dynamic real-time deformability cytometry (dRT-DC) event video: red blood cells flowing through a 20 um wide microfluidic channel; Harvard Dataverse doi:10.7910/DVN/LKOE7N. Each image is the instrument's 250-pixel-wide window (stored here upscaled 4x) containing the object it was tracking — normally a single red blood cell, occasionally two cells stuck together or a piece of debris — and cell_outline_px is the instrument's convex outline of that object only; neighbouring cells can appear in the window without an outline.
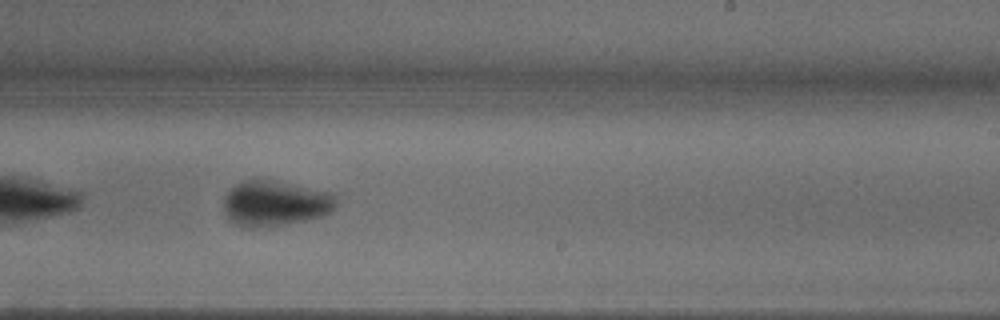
{"species": "common noctule bat (a hibernating species)", "species_latin": "Nyctalus noctula", "temperature_condition": "warm", "stored_images_in_passage": 36, "camera_frame_rate_fps": 3000, "um_per_image_px": 0.085, "animal": {"sex": "male", "body_mass_g": 18.8}, "frame": {"image": 1, "passage_image": 20, "time_ms": 6.333, "image_size_px": [1000, 320], "cell_outline_px": [[336, 204], [332, 212], [320, 216], [304, 220], [284, 224], [256, 228], [244, 228], [236, 224], [224, 212], [224, 196], [236, 184], [244, 180], [260, 176], [332, 192], [336, 196]], "centroid_in_image_um": [23.38, 17.24], "position_along_channel_um": 265.6, "area_um2": 30.4}}
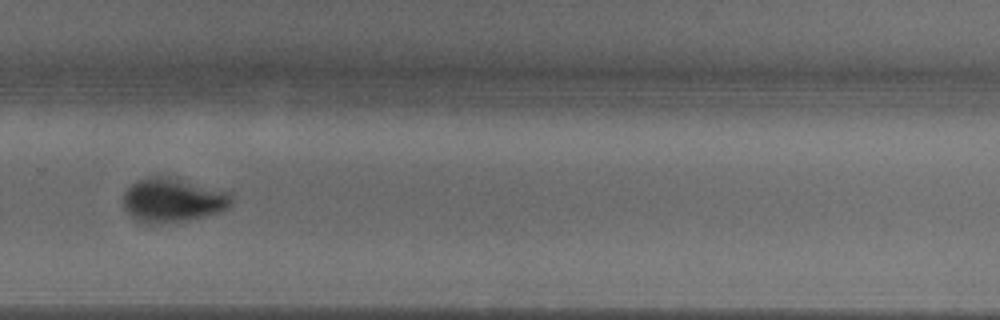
{"frame": {"image": 2, "passage_image": 24, "time_ms": 7.667, "image_size_px": [1000, 320], "cell_outline_px": [[232, 204], [224, 212], [188, 220], [160, 224], [148, 224], [136, 220], [124, 208], [124, 192], [136, 180], [148, 176], [164, 176], [228, 192], [232, 196]], "centroid_in_image_um": [14.68, 17.04], "position_along_channel_um": 315.1, "area_um2": 27.74}, "authors_computed_cell_mechanics": {"area_um2": 27.6862, "velocity_mm_per_s": 3.7322, "shape_relaxation_time_tau1_ms": 4.7402, "shape_relaxation_time_tau2_ms": 1.6002, "deformation_change_tau1": 0.1937, "deformation_change_tau2": 0.0452}}